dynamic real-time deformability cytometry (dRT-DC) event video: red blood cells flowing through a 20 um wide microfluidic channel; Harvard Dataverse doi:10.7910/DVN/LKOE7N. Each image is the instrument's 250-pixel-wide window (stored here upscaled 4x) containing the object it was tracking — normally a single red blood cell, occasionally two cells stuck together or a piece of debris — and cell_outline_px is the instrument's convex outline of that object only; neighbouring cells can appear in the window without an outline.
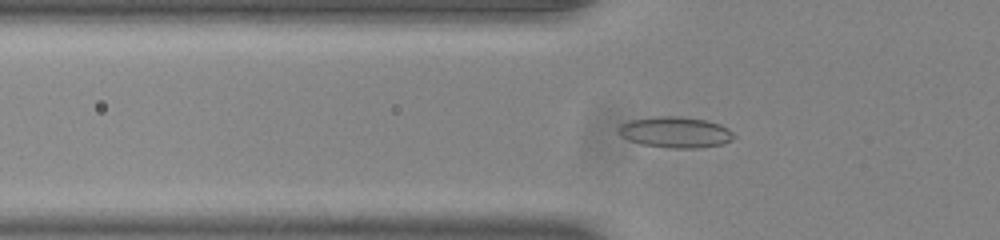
{"species": "common noctule bat (a hibernating species)", "species_latin": "Nyctalus noctula", "temperature_condition": "room temperature", "stored_images_in_passage": 38, "camera_frame_rate_fps": 3000, "um_per_image_px": 0.085, "animal": {"sex": "male", "body_mass_g": 20.0, "forearm_length_mm": 53.3}, "frame": {"image": 1, "passage_image": 3, "time_ms": 0.667, "image_size_px": [1000, 240], "cell_outline_px": [[736, 136], [732, 140], [720, 144], [700, 148], [672, 148], [644, 144], [628, 140], [620, 136], [616, 132], [616, 128], [620, 124], [628, 120], [656, 116], [680, 116], [704, 120], [720, 124], [728, 128]], "centroid_in_image_um": [57.36, 11.23], "position_along_channel_um": 68.4, "area_um2": 20.98}}
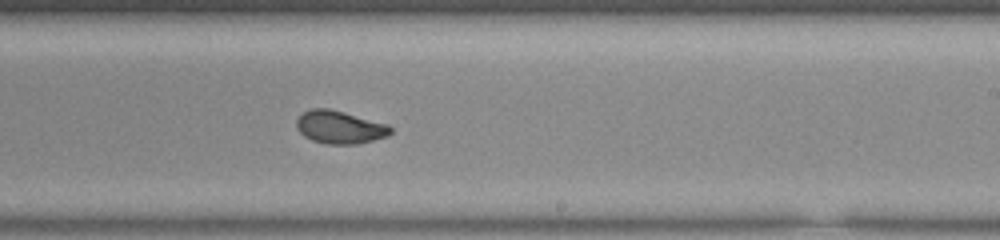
{"frame": {"image": 2, "passage_image": 18, "time_ms": 5.667, "image_size_px": [1000, 240], "cell_outline_px": [[392, 132], [388, 136], [356, 144], [324, 144], [312, 140], [304, 136], [296, 128], [296, 120], [304, 112], [312, 108], [328, 108], [344, 112], [388, 124], [392, 128]], "centroid_in_image_um": [28.87, 10.81], "position_along_channel_um": 260.1, "area_um2": 18.03}}
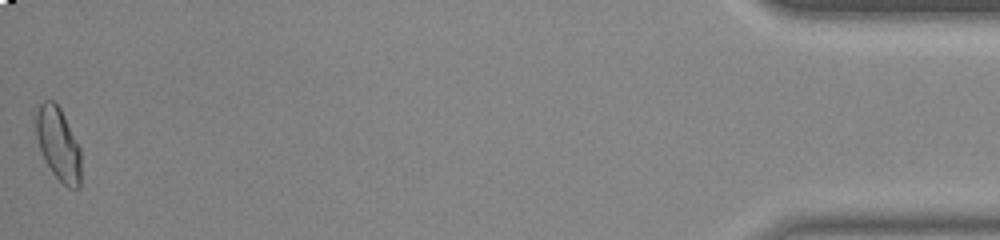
{"frame": {"image": 3, "passage_image": 38, "time_ms": 12.333, "image_size_px": [1000, 240], "cell_outline_px": [[80, 188], [68, 188], [52, 172], [44, 160], [36, 136], [32, 120], [40, 104], [44, 100], [52, 100], [60, 108], [80, 148]], "centroid_in_image_um": [4.91, 12.21], "position_along_channel_um": 430.3, "area_um2": 19.25}, "authors_computed_cell_mechanics": {"area_um2": 18.2359, "velocity_mm_per_s": 3.8559, "shape_relaxation_time_tau1_ms": 5.4288, "shape_relaxation_time_tau2_ms": 0.914, "deformation_change_tau1": 0.1545, "deformation_change_tau2": 0.0559}}